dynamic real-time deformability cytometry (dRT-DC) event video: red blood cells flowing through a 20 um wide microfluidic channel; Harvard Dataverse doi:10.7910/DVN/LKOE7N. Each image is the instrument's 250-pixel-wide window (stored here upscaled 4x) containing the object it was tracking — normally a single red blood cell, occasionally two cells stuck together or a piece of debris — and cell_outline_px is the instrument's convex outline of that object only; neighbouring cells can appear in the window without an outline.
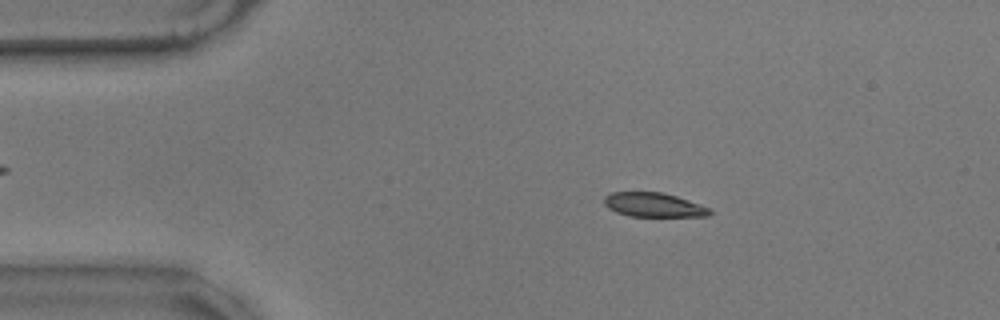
{"species": "common noctule bat (a hibernating species)", "species_latin": "Nyctalus noctula", "temperature_condition": "warm", "stored_images_in_passage": 58, "camera_frame_rate_fps": 3000, "um_per_image_px": 0.085, "animal": {"sex": "male", "body_mass_g": 17.9}, "frame": {"image": 1, "passage_image": 10, "time_ms": 3.0, "image_size_px": [1000, 320], "cell_outline_px": [[712, 212], [708, 216], [632, 216], [616, 212], [608, 208], [604, 204], [604, 196], [612, 192], [664, 192], [688, 200], [708, 208]], "centroid_in_image_um": [55.52, 17.4], "position_along_channel_um": 29.5, "area_um2": 14.74}}
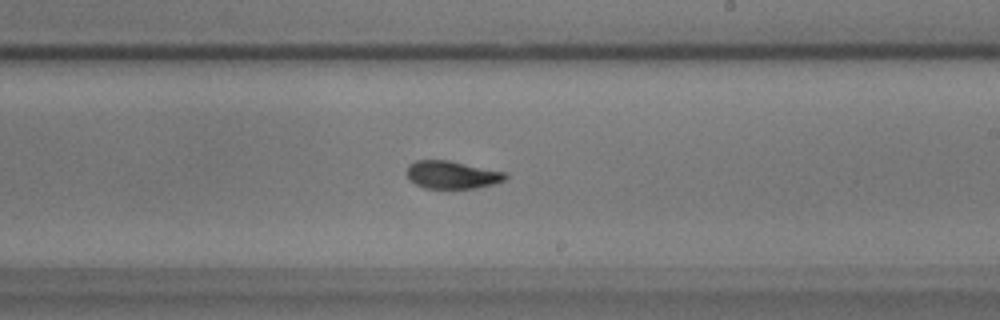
{"frame": {"image": 2, "passage_image": 33, "time_ms": 10.667, "image_size_px": [1000, 320], "cell_outline_px": [[508, 176], [504, 180], [492, 184], [476, 188], [424, 188], [408, 180], [408, 164], [416, 160], [448, 160], [508, 172]], "centroid_in_image_um": [38.43, 14.85], "position_along_channel_um": 250.6, "area_um2": 16.01}}
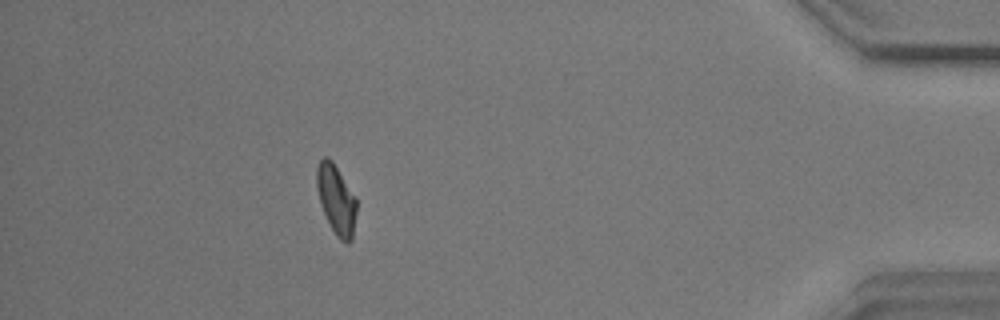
{"frame": {"image": 3, "passage_image": 51, "time_ms": 16.667, "image_size_px": [1000, 320], "cell_outline_px": [[356, 212], [352, 240], [348, 244], [340, 240], [336, 236], [320, 204], [316, 188], [316, 168], [320, 160], [324, 156], [328, 156], [332, 160], [356, 196]], "centroid_in_image_um": [28.58, 16.94], "position_along_channel_um": 406.6, "area_um2": 16.24}, "authors_computed_cell_mechanics": {"area_um2": 16.0684, "velocity_mm_per_s": 3.5017, "shape_relaxation_time_tau1_ms": 4.704, "shape_relaxation_time_tau2_ms": 1.5369, "deformation_change_tau1": 0.1489, "deformation_change_tau2": 0.0582}}